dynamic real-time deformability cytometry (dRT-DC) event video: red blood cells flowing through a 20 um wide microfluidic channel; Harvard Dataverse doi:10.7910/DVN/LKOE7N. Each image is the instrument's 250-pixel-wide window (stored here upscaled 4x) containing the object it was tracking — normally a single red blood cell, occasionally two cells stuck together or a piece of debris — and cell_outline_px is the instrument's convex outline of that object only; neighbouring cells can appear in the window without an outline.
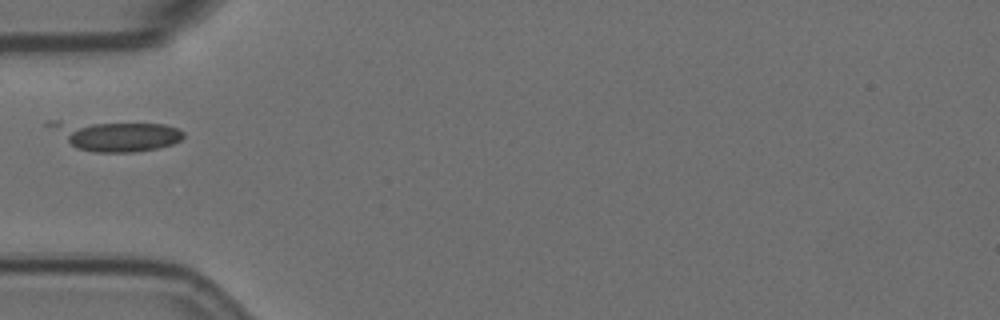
{"species": "Egyptian fruit bat (a non-hibernating species)", "species_latin": "Rousettus aegyptiacus", "temperature_condition": "room temperature", "stored_images_in_passage": 40, "camera_frame_rate_fps": 3000, "um_per_image_px": 0.085, "animal": {"sex": "female"}, "frame": {"image": 1, "passage_image": 1, "time_ms": 0.0, "image_size_px": [1000, 320], "cell_outline_px": [[184, 136], [180, 140], [172, 144], [156, 148], [132, 152], [92, 152], [76, 148], [44, 124], [44, 120], [60, 120], [164, 124], [176, 128], [184, 132]], "centroid_in_image_um": [9.76, 11.5], "position_along_channel_um": 75.2, "area_um2": 23.81}}
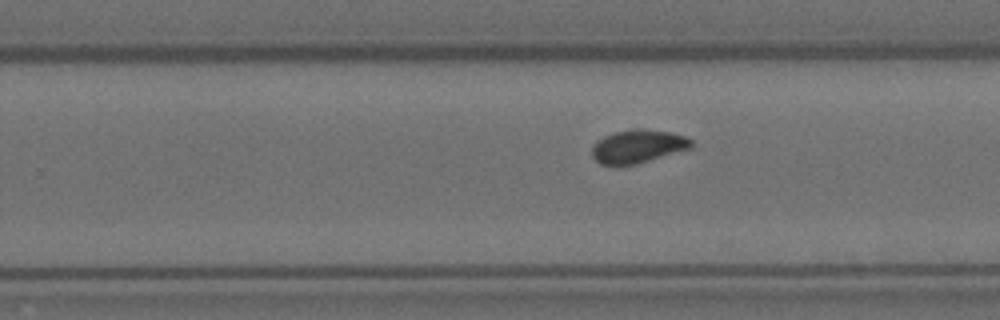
{"frame": {"image": 2, "passage_image": 18, "time_ms": 5.667, "image_size_px": [1000, 320], "cell_outline_px": [[692, 148], [636, 164], [616, 168], [600, 164], [592, 156], [592, 144], [596, 140], [604, 136], [616, 132], [632, 128], [644, 128], [672, 132], [684, 136], [692, 140]], "centroid_in_image_um": [54.18, 12.46], "position_along_channel_um": 275.6, "area_um2": 19.83}}
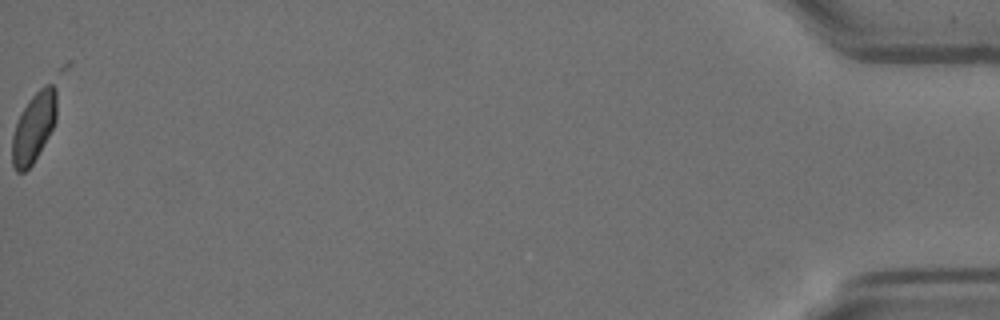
{"frame": {"image": 3, "passage_image": 40, "time_ms": 13.0, "image_size_px": [1000, 320], "cell_outline_px": [[56, 120], [44, 144], [32, 164], [24, 172], [16, 172], [12, 164], [12, 136], [16, 124], [28, 100], [44, 84], [52, 80], [56, 88]], "centroid_in_image_um": [2.88, 10.79], "position_along_channel_um": 432.3, "area_um2": 18.03}}